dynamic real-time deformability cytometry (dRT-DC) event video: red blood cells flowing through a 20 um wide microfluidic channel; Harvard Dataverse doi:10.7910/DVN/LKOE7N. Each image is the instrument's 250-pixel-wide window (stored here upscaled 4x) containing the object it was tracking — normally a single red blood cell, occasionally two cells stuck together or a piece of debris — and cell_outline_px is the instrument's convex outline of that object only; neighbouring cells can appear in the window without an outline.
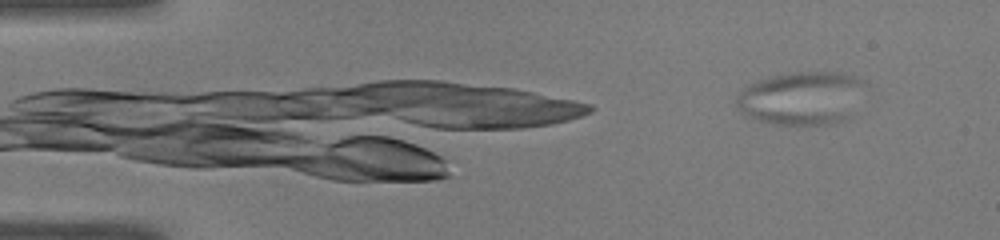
{"species": "common noctule bat (a hibernating species)", "species_latin": "Nyctalus noctula", "temperature_condition": "warm", "stored_images_in_passage": 41, "camera_frame_rate_fps": 3000, "um_per_image_px": 0.085, "animal": {"sex": "male", "body_mass_g": 19.0, "forearm_length_mm": 50.8}, "frame": {"image": 1, "passage_image": 1, "time_ms": 0.0, "image_size_px": [1000, 240], "cell_outline_px": [[864, 84], [848, 116], [844, 120], [832, 124], [776, 124], [760, 120], [748, 116], [736, 108], [736, 100], [740, 92], [748, 84], [768, 76], [792, 72], [832, 72], [856, 76], [864, 80]], "centroid_in_image_um": [68.07, 8.32], "position_along_channel_um": 16.9, "area_um2": 39.36}}
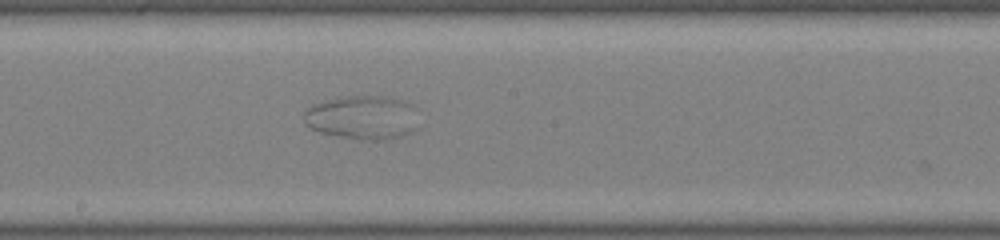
{"frame": {"image": 2, "passage_image": 25, "time_ms": 8.0, "image_size_px": [1000, 240], "cell_outline_px": [[420, 128], [400, 136], [376, 140], [356, 140], [320, 132], [308, 128], [304, 124], [304, 112], [312, 104], [336, 96], [384, 96], [404, 100], [412, 104], [416, 108]], "centroid_in_image_um": [30.82, 9.97], "position_along_channel_um": 217.4, "area_um2": 30.11}}
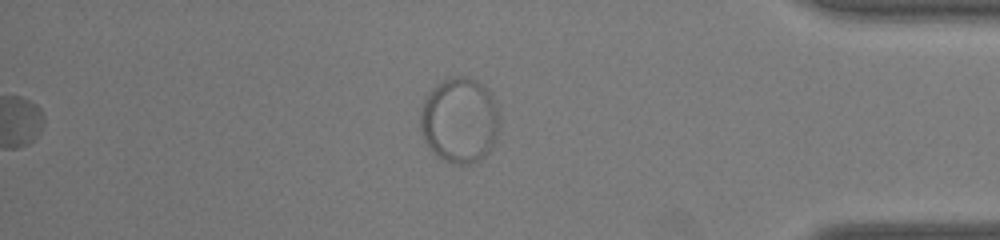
{"frame": {"image": 3, "passage_image": 41, "time_ms": 13.333, "image_size_px": [1000, 240], "cell_outline_px": [[500, 116], [496, 136], [488, 152], [480, 160], [468, 164], [452, 164], [436, 156], [424, 140], [420, 128], [420, 108], [424, 100], [432, 88], [444, 80], [452, 76], [468, 76], [476, 80], [496, 100]], "centroid_in_image_um": [39.05, 10.22], "position_along_channel_um": 396.1, "area_um2": 39.54}}